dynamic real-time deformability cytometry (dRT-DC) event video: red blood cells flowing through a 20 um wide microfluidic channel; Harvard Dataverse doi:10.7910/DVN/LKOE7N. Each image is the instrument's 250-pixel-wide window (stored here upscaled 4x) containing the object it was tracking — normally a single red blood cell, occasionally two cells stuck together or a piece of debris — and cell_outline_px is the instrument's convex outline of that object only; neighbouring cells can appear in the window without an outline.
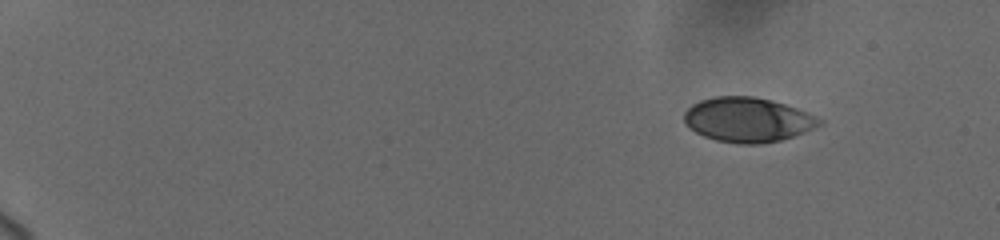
{"species": "human", "species_latin": "Homo sapiens", "temperature_condition": "cold", "stored_images_in_passage": 86, "camera_frame_rate_fps": 3000, "um_per_image_px": 0.085, "donor": {"sex": "female"}, "frame": {"image": 1, "passage_image": 1, "time_ms": 0.0, "image_size_px": [1000, 240], "cell_outline_px": [[824, 124], [804, 132], [780, 140], [760, 144], [740, 144], [716, 140], [704, 136], [688, 128], [684, 124], [684, 112], [692, 104], [700, 100], [716, 96], [752, 96], [772, 100], [808, 112], [824, 120]], "centroid_in_image_um": [63.55, 10.18], "position_along_channel_um": 21.4, "area_um2": 35.32}}
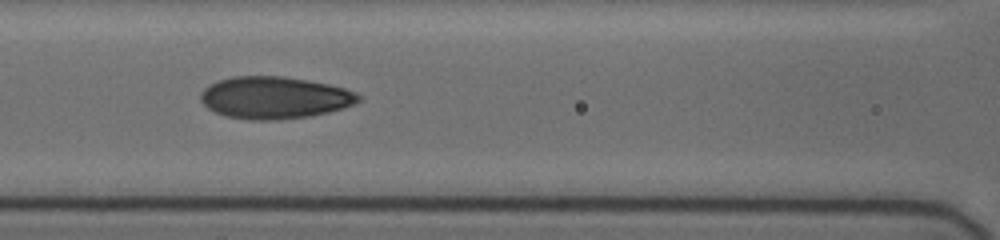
{"frame": {"image": 2, "passage_image": 44, "time_ms": 7.333, "image_size_px": [1000, 240], "cell_outline_px": [[360, 100], [344, 108], [328, 112], [308, 116], [280, 120], [248, 120], [228, 116], [216, 112], [208, 108], [200, 100], [200, 92], [208, 84], [232, 76], [280, 76], [308, 80], [328, 84], [344, 88], [356, 92], [360, 96]], "centroid_in_image_um": [23.31, 8.3], "position_along_channel_um": 143.3, "area_um2": 38.73}}
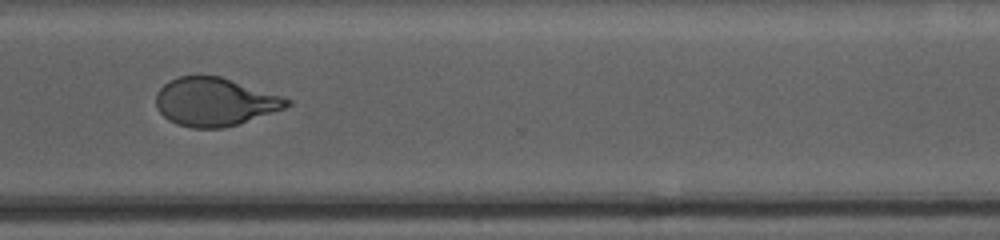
{"frame": {"image": 3, "passage_image": 85, "time_ms": 13.0, "image_size_px": [1000, 240], "cell_outline_px": [[292, 104], [284, 108], [224, 128], [192, 128], [176, 124], [168, 120], [156, 108], [156, 92], [168, 80], [176, 76], [220, 76], [292, 100]], "centroid_in_image_um": [18.19, 8.66], "position_along_channel_um": 352.4, "area_um2": 36.47}}